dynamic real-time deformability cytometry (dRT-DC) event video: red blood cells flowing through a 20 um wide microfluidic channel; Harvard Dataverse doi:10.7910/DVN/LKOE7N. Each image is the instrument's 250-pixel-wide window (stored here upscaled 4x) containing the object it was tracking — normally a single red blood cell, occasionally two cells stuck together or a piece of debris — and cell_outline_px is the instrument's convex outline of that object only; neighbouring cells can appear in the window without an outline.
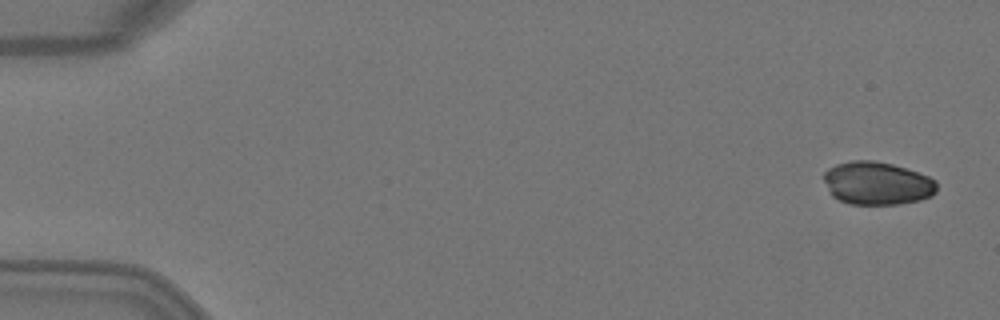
{"species": "Egyptian fruit bat (a non-hibernating species)", "species_latin": "Rousettus aegyptiacus", "temperature_condition": "warm", "stored_images_in_passage": 9, "camera_frame_rate_fps": 3000, "um_per_image_px": 0.085, "animal": {"sex": "female"}, "frame": {"image": 1, "passage_image": 1, "time_ms": 0.0, "image_size_px": [1000, 320], "cell_outline_px": [[936, 192], [932, 196], [920, 200], [900, 204], [848, 204], [832, 196], [824, 180], [824, 172], [828, 168], [836, 164], [852, 160], [872, 160], [892, 164], [928, 176], [936, 180]], "centroid_in_image_um": [74.55, 15.58], "position_along_channel_um": 10.4, "area_um2": 28.32}}
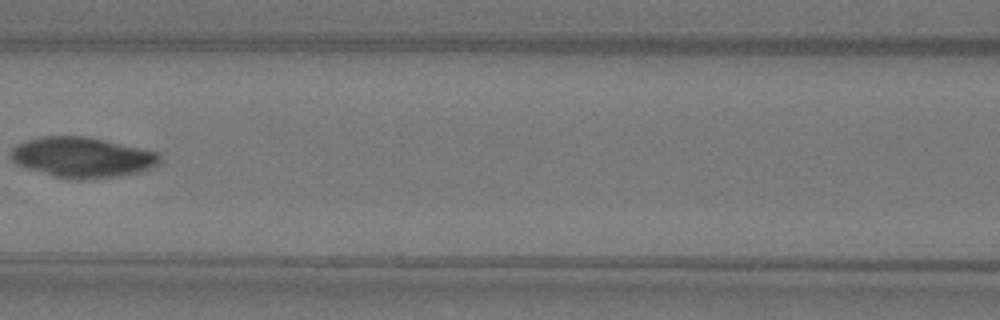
{"frame": {"image": 2, "passage_image": 7, "time_ms": 2.0, "image_size_px": [1000, 320], "cell_outline_px": [[160, 164], [136, 172], [120, 176], [88, 180], [80, 180], [56, 176], [28, 168], [16, 164], [12, 160], [12, 148], [16, 144], [28, 140], [44, 136], [84, 136], [104, 140], [156, 152], [160, 156]], "centroid_in_image_um": [6.98, 13.38], "position_along_channel_um": 159.6, "area_um2": 34.51}}